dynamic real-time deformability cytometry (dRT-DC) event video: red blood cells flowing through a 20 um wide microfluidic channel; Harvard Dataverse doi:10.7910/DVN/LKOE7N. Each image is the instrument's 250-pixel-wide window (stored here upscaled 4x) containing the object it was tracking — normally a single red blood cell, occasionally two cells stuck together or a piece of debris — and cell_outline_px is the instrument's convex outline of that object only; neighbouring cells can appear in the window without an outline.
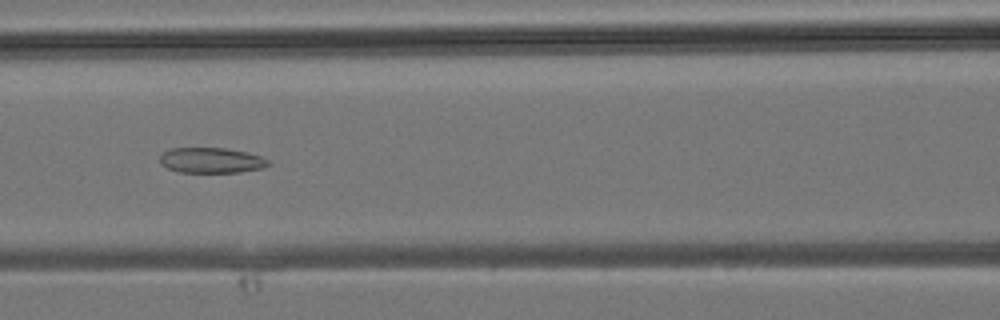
{"species": "common noctule bat (a hibernating species)", "species_latin": "Nyctalus noctula", "temperature_condition": "room temperature", "stored_images_in_passage": 37, "camera_frame_rate_fps": 3000, "um_per_image_px": 0.085, "animal": {"sex": "male", "body_mass_g": 19.2, "forearm_length_mm": 51.8}, "frame": {"image": 1, "passage_image": 16, "time_ms": 5.0, "image_size_px": [1000, 320], "cell_outline_px": [[272, 164], [264, 168], [240, 172], [180, 172], [168, 168], [160, 164], [160, 156], [164, 152], [172, 148], [224, 148], [248, 152], [272, 160]], "centroid_in_image_um": [18.03, 13.63], "position_along_channel_um": 148.6, "area_um2": 16.18}}
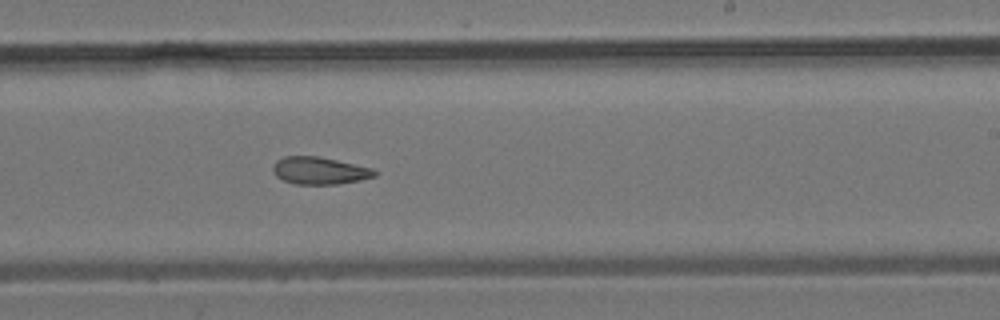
{"frame": {"image": 2, "passage_image": 22, "time_ms": 7.0, "image_size_px": [1000, 320], "cell_outline_px": [[376, 176], [360, 180], [336, 184], [296, 184], [284, 180], [276, 176], [272, 172], [272, 164], [276, 160], [284, 156], [316, 156], [336, 160], [372, 168], [376, 172]], "centroid_in_image_um": [27.11, 14.5], "position_along_channel_um": 261.9, "area_um2": 16.13}}
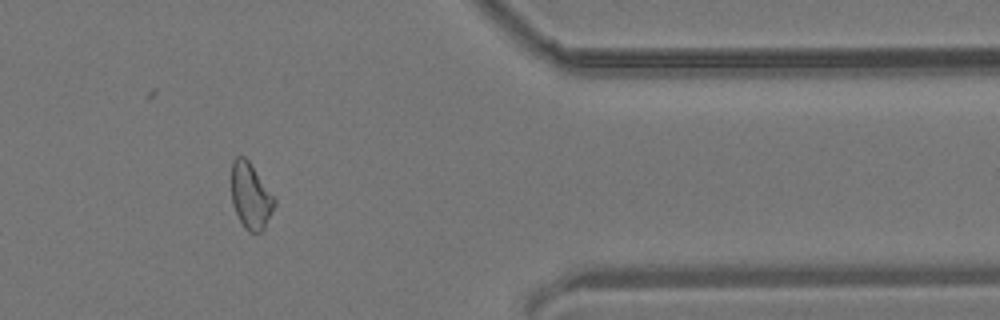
{"frame": {"image": 3, "passage_image": 30, "time_ms": 9.667, "image_size_px": [1000, 320], "cell_outline_px": [[276, 204], [264, 228], [260, 232], [248, 232], [244, 228], [236, 212], [232, 200], [232, 160], [236, 156], [244, 156], [248, 160], [276, 200]], "centroid_in_image_um": [21.3, 16.66], "position_along_channel_um": 390.1, "area_um2": 16.24}}